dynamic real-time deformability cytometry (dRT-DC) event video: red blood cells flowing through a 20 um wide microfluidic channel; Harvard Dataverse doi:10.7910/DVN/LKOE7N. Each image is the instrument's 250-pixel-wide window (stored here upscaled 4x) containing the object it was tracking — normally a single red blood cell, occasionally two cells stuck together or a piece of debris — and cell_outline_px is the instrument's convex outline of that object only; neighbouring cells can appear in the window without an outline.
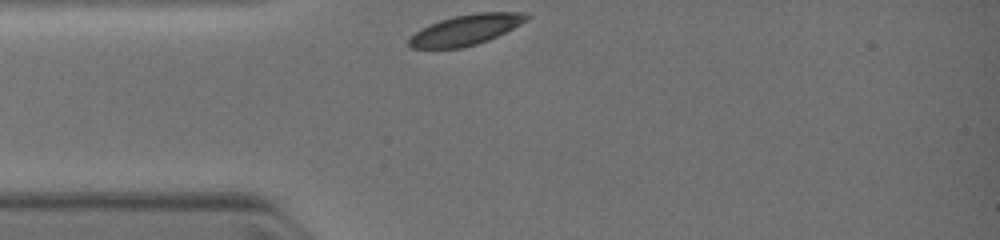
{"species": "common noctule bat (a hibernating species)", "species_latin": "Nyctalus noctula", "temperature_condition": "warm", "stored_images_in_passage": 10, "camera_frame_rate_fps": 3000, "um_per_image_px": 0.085, "animal": {"sex": "female", "body_mass_g": 19.0, "forearm_length_mm": 51.5}, "frame": {"image": 1, "passage_image": 1, "time_ms": 0.0, "image_size_px": [1000, 240], "cell_outline_px": [[532, 16], [528, 20], [488, 40], [476, 44], [460, 48], [412, 48], [408, 44], [408, 40], [420, 28], [440, 20], [452, 16], [476, 12], [528, 12]], "centroid_in_image_um": [39.62, 2.51], "position_along_channel_um": 45.4, "area_um2": 20.81}}
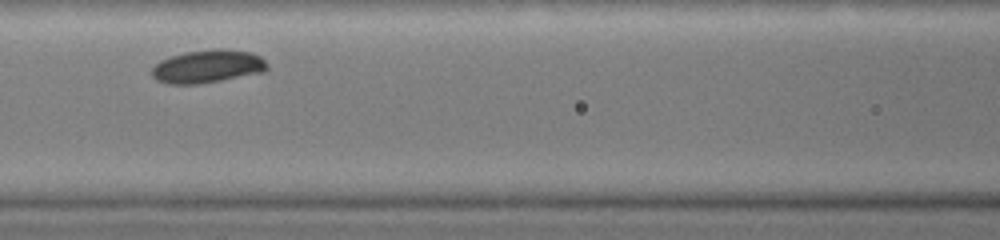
{"frame": {"image": 2, "passage_image": 6, "time_ms": 2.333, "image_size_px": [1000, 240], "cell_outline_px": [[268, 68], [264, 72], [200, 84], [168, 84], [156, 80], [152, 76], [152, 68], [160, 60], [184, 52], [212, 48], [224, 48], [252, 52], [260, 56], [268, 64]], "centroid_in_image_um": [17.66, 5.63], "position_along_channel_um": 148.9, "area_um2": 22.48}}
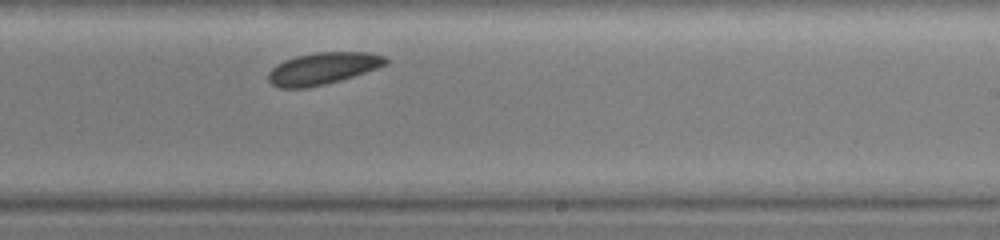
{"frame": {"image": 3, "passage_image": 10, "time_ms": 4.667, "image_size_px": [1000, 240], "cell_outline_px": [[388, 64], [340, 80], [308, 88], [280, 88], [272, 84], [268, 80], [268, 72], [276, 64], [284, 60], [296, 56], [316, 52], [368, 52], [384, 56], [388, 60]], "centroid_in_image_um": [27.41, 5.81], "position_along_channel_um": 261.6, "area_um2": 21.73}}